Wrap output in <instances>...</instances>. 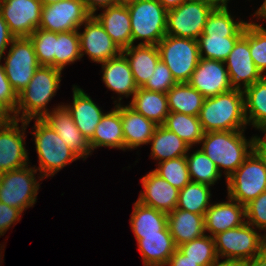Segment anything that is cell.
Here are the masks:
<instances>
[{"label":"cell","instance_id":"47","mask_svg":"<svg viewBox=\"0 0 266 266\" xmlns=\"http://www.w3.org/2000/svg\"><path fill=\"white\" fill-rule=\"evenodd\" d=\"M22 212L12 206L6 205L0 202V237L6 233V231L16 221L21 219Z\"/></svg>","mask_w":266,"mask_h":266},{"label":"cell","instance_id":"20","mask_svg":"<svg viewBox=\"0 0 266 266\" xmlns=\"http://www.w3.org/2000/svg\"><path fill=\"white\" fill-rule=\"evenodd\" d=\"M227 202L211 204L204 215L205 232L211 237L246 222L245 206L227 196Z\"/></svg>","mask_w":266,"mask_h":266},{"label":"cell","instance_id":"48","mask_svg":"<svg viewBox=\"0 0 266 266\" xmlns=\"http://www.w3.org/2000/svg\"><path fill=\"white\" fill-rule=\"evenodd\" d=\"M14 39L15 36L10 32L7 23L0 13V60L2 59L8 44H11Z\"/></svg>","mask_w":266,"mask_h":266},{"label":"cell","instance_id":"13","mask_svg":"<svg viewBox=\"0 0 266 266\" xmlns=\"http://www.w3.org/2000/svg\"><path fill=\"white\" fill-rule=\"evenodd\" d=\"M225 64L232 89L244 91L263 77L251 57L249 49V22L246 23L244 34L236 41Z\"/></svg>","mask_w":266,"mask_h":266},{"label":"cell","instance_id":"54","mask_svg":"<svg viewBox=\"0 0 266 266\" xmlns=\"http://www.w3.org/2000/svg\"><path fill=\"white\" fill-rule=\"evenodd\" d=\"M209 266H244L243 261L236 259H225L219 261V257Z\"/></svg>","mask_w":266,"mask_h":266},{"label":"cell","instance_id":"49","mask_svg":"<svg viewBox=\"0 0 266 266\" xmlns=\"http://www.w3.org/2000/svg\"><path fill=\"white\" fill-rule=\"evenodd\" d=\"M166 266H200L198 262L188 259L178 248L174 251L168 260Z\"/></svg>","mask_w":266,"mask_h":266},{"label":"cell","instance_id":"46","mask_svg":"<svg viewBox=\"0 0 266 266\" xmlns=\"http://www.w3.org/2000/svg\"><path fill=\"white\" fill-rule=\"evenodd\" d=\"M1 62V60H0ZM0 101L3 102L13 113L17 106L18 94L8 81L4 66L0 63Z\"/></svg>","mask_w":266,"mask_h":266},{"label":"cell","instance_id":"37","mask_svg":"<svg viewBox=\"0 0 266 266\" xmlns=\"http://www.w3.org/2000/svg\"><path fill=\"white\" fill-rule=\"evenodd\" d=\"M191 182L215 185L221 178V173L216 164L201 150L186 155Z\"/></svg>","mask_w":266,"mask_h":266},{"label":"cell","instance_id":"55","mask_svg":"<svg viewBox=\"0 0 266 266\" xmlns=\"http://www.w3.org/2000/svg\"><path fill=\"white\" fill-rule=\"evenodd\" d=\"M189 1L202 2L213 8H220L223 6H227L229 0H189Z\"/></svg>","mask_w":266,"mask_h":266},{"label":"cell","instance_id":"16","mask_svg":"<svg viewBox=\"0 0 266 266\" xmlns=\"http://www.w3.org/2000/svg\"><path fill=\"white\" fill-rule=\"evenodd\" d=\"M83 25L84 31L81 33L78 30L82 57L86 54L92 61L103 63L122 52L94 15H91Z\"/></svg>","mask_w":266,"mask_h":266},{"label":"cell","instance_id":"42","mask_svg":"<svg viewBox=\"0 0 266 266\" xmlns=\"http://www.w3.org/2000/svg\"><path fill=\"white\" fill-rule=\"evenodd\" d=\"M28 38L33 44L39 64L41 66L54 67L56 32H50L38 28Z\"/></svg>","mask_w":266,"mask_h":266},{"label":"cell","instance_id":"8","mask_svg":"<svg viewBox=\"0 0 266 266\" xmlns=\"http://www.w3.org/2000/svg\"><path fill=\"white\" fill-rule=\"evenodd\" d=\"M253 228L245 222L241 226L215 235L217 256L244 262L260 255L265 250V235L257 233Z\"/></svg>","mask_w":266,"mask_h":266},{"label":"cell","instance_id":"45","mask_svg":"<svg viewBox=\"0 0 266 266\" xmlns=\"http://www.w3.org/2000/svg\"><path fill=\"white\" fill-rule=\"evenodd\" d=\"M246 222L259 230H266V191L245 206Z\"/></svg>","mask_w":266,"mask_h":266},{"label":"cell","instance_id":"43","mask_svg":"<svg viewBox=\"0 0 266 266\" xmlns=\"http://www.w3.org/2000/svg\"><path fill=\"white\" fill-rule=\"evenodd\" d=\"M249 49L252 60L263 76H266V29L249 22Z\"/></svg>","mask_w":266,"mask_h":266},{"label":"cell","instance_id":"53","mask_svg":"<svg viewBox=\"0 0 266 266\" xmlns=\"http://www.w3.org/2000/svg\"><path fill=\"white\" fill-rule=\"evenodd\" d=\"M260 131L264 133V137L260 138L259 136H256V146L255 149L258 152H266V125L262 126L260 128Z\"/></svg>","mask_w":266,"mask_h":266},{"label":"cell","instance_id":"25","mask_svg":"<svg viewBox=\"0 0 266 266\" xmlns=\"http://www.w3.org/2000/svg\"><path fill=\"white\" fill-rule=\"evenodd\" d=\"M116 103L115 108L105 113L99 124L95 128L93 137L89 140L91 150L98 147H111L125 150V141L121 120V100Z\"/></svg>","mask_w":266,"mask_h":266},{"label":"cell","instance_id":"52","mask_svg":"<svg viewBox=\"0 0 266 266\" xmlns=\"http://www.w3.org/2000/svg\"><path fill=\"white\" fill-rule=\"evenodd\" d=\"M244 266H266V250L260 255L243 262Z\"/></svg>","mask_w":266,"mask_h":266},{"label":"cell","instance_id":"50","mask_svg":"<svg viewBox=\"0 0 266 266\" xmlns=\"http://www.w3.org/2000/svg\"><path fill=\"white\" fill-rule=\"evenodd\" d=\"M86 9L91 15H94L98 8H106L108 6L118 4L116 0H83Z\"/></svg>","mask_w":266,"mask_h":266},{"label":"cell","instance_id":"3","mask_svg":"<svg viewBox=\"0 0 266 266\" xmlns=\"http://www.w3.org/2000/svg\"><path fill=\"white\" fill-rule=\"evenodd\" d=\"M198 117L204 132L245 130L248 123L243 91L232 89L205 98Z\"/></svg>","mask_w":266,"mask_h":266},{"label":"cell","instance_id":"44","mask_svg":"<svg viewBox=\"0 0 266 266\" xmlns=\"http://www.w3.org/2000/svg\"><path fill=\"white\" fill-rule=\"evenodd\" d=\"M177 82L173 78L170 69L160 59L152 73L150 79L142 87L146 90L167 93Z\"/></svg>","mask_w":266,"mask_h":266},{"label":"cell","instance_id":"31","mask_svg":"<svg viewBox=\"0 0 266 266\" xmlns=\"http://www.w3.org/2000/svg\"><path fill=\"white\" fill-rule=\"evenodd\" d=\"M169 112L199 116L205 97L187 82L177 83L167 93Z\"/></svg>","mask_w":266,"mask_h":266},{"label":"cell","instance_id":"21","mask_svg":"<svg viewBox=\"0 0 266 266\" xmlns=\"http://www.w3.org/2000/svg\"><path fill=\"white\" fill-rule=\"evenodd\" d=\"M65 106L79 131L90 140L105 113L83 89L75 85H73V103Z\"/></svg>","mask_w":266,"mask_h":266},{"label":"cell","instance_id":"27","mask_svg":"<svg viewBox=\"0 0 266 266\" xmlns=\"http://www.w3.org/2000/svg\"><path fill=\"white\" fill-rule=\"evenodd\" d=\"M167 226L177 247L205 235L204 215L186 210L169 212Z\"/></svg>","mask_w":266,"mask_h":266},{"label":"cell","instance_id":"12","mask_svg":"<svg viewBox=\"0 0 266 266\" xmlns=\"http://www.w3.org/2000/svg\"><path fill=\"white\" fill-rule=\"evenodd\" d=\"M90 16L83 0H63L42 7L39 29L56 33L79 30Z\"/></svg>","mask_w":266,"mask_h":266},{"label":"cell","instance_id":"22","mask_svg":"<svg viewBox=\"0 0 266 266\" xmlns=\"http://www.w3.org/2000/svg\"><path fill=\"white\" fill-rule=\"evenodd\" d=\"M135 237L144 266H166L169 258L178 248L168 226L159 231V234L135 235Z\"/></svg>","mask_w":266,"mask_h":266},{"label":"cell","instance_id":"58","mask_svg":"<svg viewBox=\"0 0 266 266\" xmlns=\"http://www.w3.org/2000/svg\"><path fill=\"white\" fill-rule=\"evenodd\" d=\"M39 1L41 2L42 6H45V5H52L54 3H57L63 0H39Z\"/></svg>","mask_w":266,"mask_h":266},{"label":"cell","instance_id":"36","mask_svg":"<svg viewBox=\"0 0 266 266\" xmlns=\"http://www.w3.org/2000/svg\"><path fill=\"white\" fill-rule=\"evenodd\" d=\"M210 185L190 182L179 190L177 209L205 215L210 205Z\"/></svg>","mask_w":266,"mask_h":266},{"label":"cell","instance_id":"56","mask_svg":"<svg viewBox=\"0 0 266 266\" xmlns=\"http://www.w3.org/2000/svg\"><path fill=\"white\" fill-rule=\"evenodd\" d=\"M166 10L173 9L180 6L187 0H158Z\"/></svg>","mask_w":266,"mask_h":266},{"label":"cell","instance_id":"23","mask_svg":"<svg viewBox=\"0 0 266 266\" xmlns=\"http://www.w3.org/2000/svg\"><path fill=\"white\" fill-rule=\"evenodd\" d=\"M102 64V80L105 86L125 98L132 95L138 89L132 70L125 55L121 52L118 56L107 60Z\"/></svg>","mask_w":266,"mask_h":266},{"label":"cell","instance_id":"15","mask_svg":"<svg viewBox=\"0 0 266 266\" xmlns=\"http://www.w3.org/2000/svg\"><path fill=\"white\" fill-rule=\"evenodd\" d=\"M31 121L32 119L22 120L21 128L19 120L16 119L0 126V174L25 167L30 163L24 139L25 130Z\"/></svg>","mask_w":266,"mask_h":266},{"label":"cell","instance_id":"39","mask_svg":"<svg viewBox=\"0 0 266 266\" xmlns=\"http://www.w3.org/2000/svg\"><path fill=\"white\" fill-rule=\"evenodd\" d=\"M240 37L200 36L197 39L200 58L225 62Z\"/></svg>","mask_w":266,"mask_h":266},{"label":"cell","instance_id":"9","mask_svg":"<svg viewBox=\"0 0 266 266\" xmlns=\"http://www.w3.org/2000/svg\"><path fill=\"white\" fill-rule=\"evenodd\" d=\"M28 166L0 174V202L22 213L35 204L40 186L35 177L36 166Z\"/></svg>","mask_w":266,"mask_h":266},{"label":"cell","instance_id":"59","mask_svg":"<svg viewBox=\"0 0 266 266\" xmlns=\"http://www.w3.org/2000/svg\"><path fill=\"white\" fill-rule=\"evenodd\" d=\"M131 1H134V0H116V2L120 3V4H126V3L131 2Z\"/></svg>","mask_w":266,"mask_h":266},{"label":"cell","instance_id":"29","mask_svg":"<svg viewBox=\"0 0 266 266\" xmlns=\"http://www.w3.org/2000/svg\"><path fill=\"white\" fill-rule=\"evenodd\" d=\"M128 105L158 126L164 124L170 113L166 93L150 91L142 87L137 89Z\"/></svg>","mask_w":266,"mask_h":266},{"label":"cell","instance_id":"38","mask_svg":"<svg viewBox=\"0 0 266 266\" xmlns=\"http://www.w3.org/2000/svg\"><path fill=\"white\" fill-rule=\"evenodd\" d=\"M81 58L78 30L56 33L54 68L62 71L66 65Z\"/></svg>","mask_w":266,"mask_h":266},{"label":"cell","instance_id":"6","mask_svg":"<svg viewBox=\"0 0 266 266\" xmlns=\"http://www.w3.org/2000/svg\"><path fill=\"white\" fill-rule=\"evenodd\" d=\"M226 182L228 196L246 206L266 191V164L263 156L254 149Z\"/></svg>","mask_w":266,"mask_h":266},{"label":"cell","instance_id":"5","mask_svg":"<svg viewBox=\"0 0 266 266\" xmlns=\"http://www.w3.org/2000/svg\"><path fill=\"white\" fill-rule=\"evenodd\" d=\"M126 5L130 13L132 44L142 39L139 45H157L166 36L167 10L158 0H134Z\"/></svg>","mask_w":266,"mask_h":266},{"label":"cell","instance_id":"28","mask_svg":"<svg viewBox=\"0 0 266 266\" xmlns=\"http://www.w3.org/2000/svg\"><path fill=\"white\" fill-rule=\"evenodd\" d=\"M127 58L134 80L138 88L143 87L150 79L154 69L160 60L157 45L132 44L122 50Z\"/></svg>","mask_w":266,"mask_h":266},{"label":"cell","instance_id":"51","mask_svg":"<svg viewBox=\"0 0 266 266\" xmlns=\"http://www.w3.org/2000/svg\"><path fill=\"white\" fill-rule=\"evenodd\" d=\"M13 112L0 101V126L6 125L14 120Z\"/></svg>","mask_w":266,"mask_h":266},{"label":"cell","instance_id":"10","mask_svg":"<svg viewBox=\"0 0 266 266\" xmlns=\"http://www.w3.org/2000/svg\"><path fill=\"white\" fill-rule=\"evenodd\" d=\"M4 70L13 89L20 93L31 81L35 71L41 66L28 37L15 38L10 44Z\"/></svg>","mask_w":266,"mask_h":266},{"label":"cell","instance_id":"1","mask_svg":"<svg viewBox=\"0 0 266 266\" xmlns=\"http://www.w3.org/2000/svg\"><path fill=\"white\" fill-rule=\"evenodd\" d=\"M244 130L210 131L205 132L200 143L201 150L218 167L225 169L226 179L232 175L238 167L251 154L256 146V136L245 138Z\"/></svg>","mask_w":266,"mask_h":266},{"label":"cell","instance_id":"32","mask_svg":"<svg viewBox=\"0 0 266 266\" xmlns=\"http://www.w3.org/2000/svg\"><path fill=\"white\" fill-rule=\"evenodd\" d=\"M130 224L134 235L159 234L167 226V213L155 208L134 203Z\"/></svg>","mask_w":266,"mask_h":266},{"label":"cell","instance_id":"4","mask_svg":"<svg viewBox=\"0 0 266 266\" xmlns=\"http://www.w3.org/2000/svg\"><path fill=\"white\" fill-rule=\"evenodd\" d=\"M34 136L35 148L38 156L40 173L39 180L44 177L53 176L68 164L80 159L77 154L68 147L53 130L42 119H35Z\"/></svg>","mask_w":266,"mask_h":266},{"label":"cell","instance_id":"26","mask_svg":"<svg viewBox=\"0 0 266 266\" xmlns=\"http://www.w3.org/2000/svg\"><path fill=\"white\" fill-rule=\"evenodd\" d=\"M122 129L126 149H135L141 145L149 144L156 130V125L136 112L129 105H121Z\"/></svg>","mask_w":266,"mask_h":266},{"label":"cell","instance_id":"33","mask_svg":"<svg viewBox=\"0 0 266 266\" xmlns=\"http://www.w3.org/2000/svg\"><path fill=\"white\" fill-rule=\"evenodd\" d=\"M243 94L247 123L259 130L266 125V76L247 87Z\"/></svg>","mask_w":266,"mask_h":266},{"label":"cell","instance_id":"19","mask_svg":"<svg viewBox=\"0 0 266 266\" xmlns=\"http://www.w3.org/2000/svg\"><path fill=\"white\" fill-rule=\"evenodd\" d=\"M144 188L139 201L141 204L169 213L177 208L179 190L153 170L141 178Z\"/></svg>","mask_w":266,"mask_h":266},{"label":"cell","instance_id":"60","mask_svg":"<svg viewBox=\"0 0 266 266\" xmlns=\"http://www.w3.org/2000/svg\"><path fill=\"white\" fill-rule=\"evenodd\" d=\"M259 153L263 156L265 164H266V152H259Z\"/></svg>","mask_w":266,"mask_h":266},{"label":"cell","instance_id":"18","mask_svg":"<svg viewBox=\"0 0 266 266\" xmlns=\"http://www.w3.org/2000/svg\"><path fill=\"white\" fill-rule=\"evenodd\" d=\"M42 120L57 132L64 143L72 149L79 158L85 160L92 153L89 140L79 131L65 105H59L49 111Z\"/></svg>","mask_w":266,"mask_h":266},{"label":"cell","instance_id":"35","mask_svg":"<svg viewBox=\"0 0 266 266\" xmlns=\"http://www.w3.org/2000/svg\"><path fill=\"white\" fill-rule=\"evenodd\" d=\"M162 126L178 135L191 148L195 144H200L205 133L199 117L178 112H170Z\"/></svg>","mask_w":266,"mask_h":266},{"label":"cell","instance_id":"41","mask_svg":"<svg viewBox=\"0 0 266 266\" xmlns=\"http://www.w3.org/2000/svg\"><path fill=\"white\" fill-rule=\"evenodd\" d=\"M157 166L153 171L178 190L191 182L186 156L158 162Z\"/></svg>","mask_w":266,"mask_h":266},{"label":"cell","instance_id":"61","mask_svg":"<svg viewBox=\"0 0 266 266\" xmlns=\"http://www.w3.org/2000/svg\"><path fill=\"white\" fill-rule=\"evenodd\" d=\"M0 247H1L0 250H4V249H2V248H4V245H3V247H2V246H0ZM1 254H2V252L0 253V262L2 263V261H1L2 258H1V257H3V256H2ZM0 265H1V264H0Z\"/></svg>","mask_w":266,"mask_h":266},{"label":"cell","instance_id":"30","mask_svg":"<svg viewBox=\"0 0 266 266\" xmlns=\"http://www.w3.org/2000/svg\"><path fill=\"white\" fill-rule=\"evenodd\" d=\"M151 143V157L159 162L186 156L191 148L178 135L164 126L156 127L149 144Z\"/></svg>","mask_w":266,"mask_h":266},{"label":"cell","instance_id":"57","mask_svg":"<svg viewBox=\"0 0 266 266\" xmlns=\"http://www.w3.org/2000/svg\"><path fill=\"white\" fill-rule=\"evenodd\" d=\"M254 16L257 17L258 20H259V18L266 19V0H264L261 7H259L258 10L255 11Z\"/></svg>","mask_w":266,"mask_h":266},{"label":"cell","instance_id":"24","mask_svg":"<svg viewBox=\"0 0 266 266\" xmlns=\"http://www.w3.org/2000/svg\"><path fill=\"white\" fill-rule=\"evenodd\" d=\"M94 16L121 50L132 45L130 13L126 4L108 6Z\"/></svg>","mask_w":266,"mask_h":266},{"label":"cell","instance_id":"11","mask_svg":"<svg viewBox=\"0 0 266 266\" xmlns=\"http://www.w3.org/2000/svg\"><path fill=\"white\" fill-rule=\"evenodd\" d=\"M212 10L213 7L205 3L189 0L167 10L166 35L197 40Z\"/></svg>","mask_w":266,"mask_h":266},{"label":"cell","instance_id":"2","mask_svg":"<svg viewBox=\"0 0 266 266\" xmlns=\"http://www.w3.org/2000/svg\"><path fill=\"white\" fill-rule=\"evenodd\" d=\"M61 72L52 66H40L35 71L28 86L18 93L17 106L13 113L16 120L42 119L48 114L46 107L59 89Z\"/></svg>","mask_w":266,"mask_h":266},{"label":"cell","instance_id":"62","mask_svg":"<svg viewBox=\"0 0 266 266\" xmlns=\"http://www.w3.org/2000/svg\"><path fill=\"white\" fill-rule=\"evenodd\" d=\"M265 235V250H266V234H264Z\"/></svg>","mask_w":266,"mask_h":266},{"label":"cell","instance_id":"7","mask_svg":"<svg viewBox=\"0 0 266 266\" xmlns=\"http://www.w3.org/2000/svg\"><path fill=\"white\" fill-rule=\"evenodd\" d=\"M157 47L176 82H188L200 60L197 40L166 35Z\"/></svg>","mask_w":266,"mask_h":266},{"label":"cell","instance_id":"17","mask_svg":"<svg viewBox=\"0 0 266 266\" xmlns=\"http://www.w3.org/2000/svg\"><path fill=\"white\" fill-rule=\"evenodd\" d=\"M225 65L222 61L200 58L187 83L205 98L228 92L232 88Z\"/></svg>","mask_w":266,"mask_h":266},{"label":"cell","instance_id":"40","mask_svg":"<svg viewBox=\"0 0 266 266\" xmlns=\"http://www.w3.org/2000/svg\"><path fill=\"white\" fill-rule=\"evenodd\" d=\"M178 249L200 266H209L218 258L214 237L206 234L178 246Z\"/></svg>","mask_w":266,"mask_h":266},{"label":"cell","instance_id":"34","mask_svg":"<svg viewBox=\"0 0 266 266\" xmlns=\"http://www.w3.org/2000/svg\"><path fill=\"white\" fill-rule=\"evenodd\" d=\"M247 21L234 20L227 6L213 8L200 36H242Z\"/></svg>","mask_w":266,"mask_h":266},{"label":"cell","instance_id":"14","mask_svg":"<svg viewBox=\"0 0 266 266\" xmlns=\"http://www.w3.org/2000/svg\"><path fill=\"white\" fill-rule=\"evenodd\" d=\"M42 7L39 0L0 1V13L15 38L29 37L39 28Z\"/></svg>","mask_w":266,"mask_h":266}]
</instances>
